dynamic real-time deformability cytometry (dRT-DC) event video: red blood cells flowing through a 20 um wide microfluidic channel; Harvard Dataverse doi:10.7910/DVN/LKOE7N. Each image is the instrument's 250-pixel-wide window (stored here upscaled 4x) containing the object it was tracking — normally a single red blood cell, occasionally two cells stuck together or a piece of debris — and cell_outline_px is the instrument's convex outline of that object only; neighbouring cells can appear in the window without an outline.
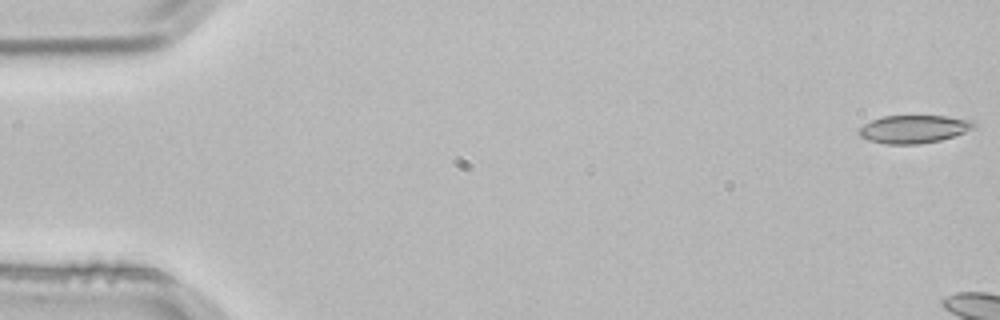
{"species": "common noctule bat (a hibernating species)", "species_latin": "Nyctalus noctula", "temperature_condition": "room temperature", "stored_images_in_passage": 4, "camera_frame_rate_fps": 3000, "um_per_image_px": 0.085, "animal": {"sex": "male", "body_mass_g": 21.5, "forearm_length_mm": 52.0}, "frame": {"image": 1, "passage_image": 1, "time_ms": 0.0, "image_size_px": [1000, 320], "cell_outline_px": [[976, 128], [940, 140], [920, 144], [884, 144], [868, 140], [860, 136], [856, 132], [864, 124], [872, 120], [884, 116], [948, 116], [972, 120], [976, 124]], "centroid_in_image_um": [77.67, 10.97], "position_along_channel_um": 7.3, "area_um2": 18.79}}